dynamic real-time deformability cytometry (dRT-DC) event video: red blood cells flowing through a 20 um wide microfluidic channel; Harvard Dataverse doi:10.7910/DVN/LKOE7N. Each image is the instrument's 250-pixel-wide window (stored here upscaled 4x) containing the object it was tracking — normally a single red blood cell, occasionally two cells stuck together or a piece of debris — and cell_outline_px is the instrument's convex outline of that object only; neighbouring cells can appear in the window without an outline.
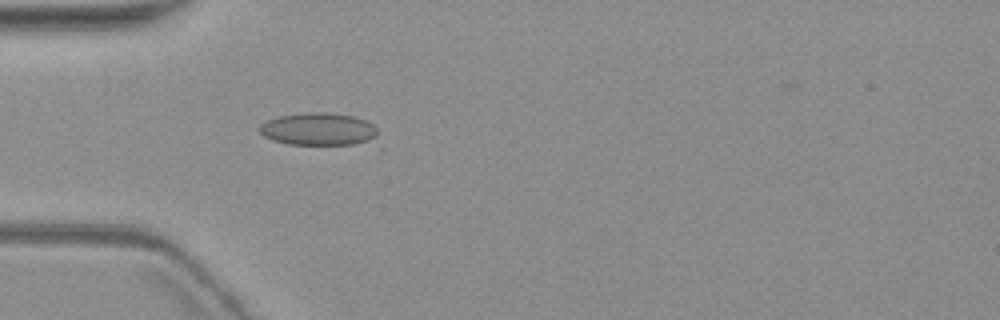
{"species": "common noctule bat (a hibernating species)", "species_latin": "Nyctalus noctula", "temperature_condition": "warm", "stored_images_in_passage": 4, "camera_frame_rate_fps": 3000, "um_per_image_px": 0.085, "animal": {"sex": "female", "body_mass_g": 19.3, "forearm_length_mm": 54.1}, "frame": {"image": 1, "passage_image": 4, "time_ms": 3.333, "image_size_px": [1000, 320], "cell_outline_px": [[384, 152], [288, 144], [272, 140], [264, 136], [260, 132], [260, 124], [268, 120], [280, 116], [304, 112], [328, 112], [352, 116], [364, 120], [372, 124], [376, 128]], "centroid_in_image_um": [27.47, 11.15], "position_along_channel_um": 57.5, "area_um2": 25.66}}